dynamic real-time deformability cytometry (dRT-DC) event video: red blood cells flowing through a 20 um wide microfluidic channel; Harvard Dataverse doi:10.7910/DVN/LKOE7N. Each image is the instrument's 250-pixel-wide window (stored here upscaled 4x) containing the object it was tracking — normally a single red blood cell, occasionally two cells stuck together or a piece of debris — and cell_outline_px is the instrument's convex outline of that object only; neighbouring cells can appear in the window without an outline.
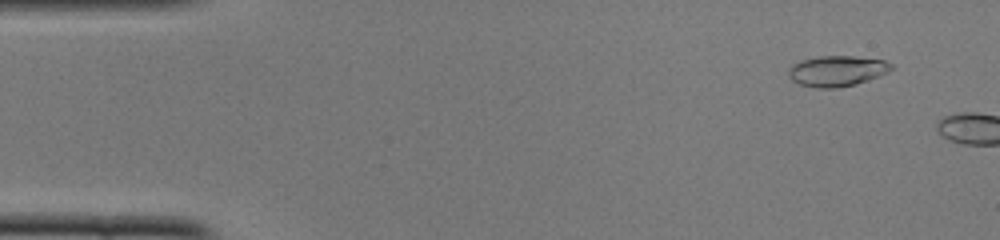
{"species": "common noctule bat (a hibernating species)", "species_latin": "Nyctalus noctula", "temperature_condition": "cold", "stored_images_in_passage": 6, "camera_frame_rate_fps": 3000, "um_per_image_px": 0.085, "animal": {"sex": "female", "body_mass_g": 22.0, "forearm_length_mm": 56.7}, "frame": {"image": 1, "passage_image": 4, "time_ms": 1.0, "image_size_px": [1000, 240], "cell_outline_px": [[892, 68], [888, 72], [868, 80], [856, 84], [836, 88], [816, 88], [800, 84], [792, 80], [788, 76], [788, 68], [792, 64], [800, 60], [820, 56], [852, 56], [884, 60], [892, 64]], "centroid_in_image_um": [71.11, 6.03], "position_along_channel_um": 13.9, "area_um2": 18.38}}